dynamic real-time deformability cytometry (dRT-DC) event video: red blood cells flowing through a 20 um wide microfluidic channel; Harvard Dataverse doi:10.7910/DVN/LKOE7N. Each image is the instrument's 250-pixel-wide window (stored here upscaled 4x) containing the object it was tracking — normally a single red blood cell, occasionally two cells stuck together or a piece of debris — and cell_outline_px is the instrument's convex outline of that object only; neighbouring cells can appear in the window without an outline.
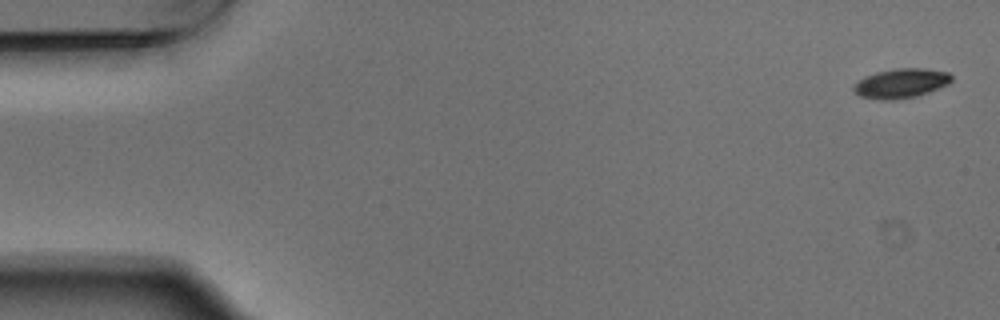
{"species": "Egyptian fruit bat (a non-hibernating species)", "species_latin": "Rousettus aegyptiacus", "temperature_condition": "warm", "stored_images_in_passage": 5, "camera_frame_rate_fps": 3000, "um_per_image_px": 0.085, "animal": {"sex": "male"}, "frame": {"image": 1, "passage_image": 1, "time_ms": 0.0, "image_size_px": [1000, 320], "cell_outline_px": [[952, 80], [948, 84], [928, 92], [916, 96], [892, 100], [880, 100], [860, 96], [852, 92], [852, 84], [856, 80], [864, 76], [876, 72], [896, 68], [924, 68], [948, 72], [952, 76]], "centroid_in_image_um": [76.52, 7.08], "position_along_channel_um": 8.5, "area_um2": 17.05}}
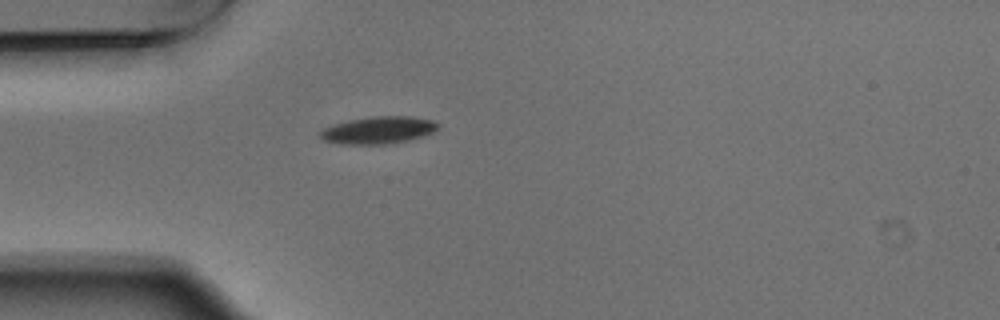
{"frame": {"image": 2, "passage_image": 5, "time_ms": 1.333, "image_size_px": [1000, 320], "cell_outline_px": [[440, 128], [436, 132], [408, 140], [392, 144], [340, 144], [324, 140], [320, 136], [320, 132], [324, 128], [332, 124], [348, 120], [372, 116], [408, 116], [432, 120], [440, 124]], "centroid_in_image_um": [32.2, 11.06], "position_along_channel_um": 52.8, "area_um2": 18.9}}